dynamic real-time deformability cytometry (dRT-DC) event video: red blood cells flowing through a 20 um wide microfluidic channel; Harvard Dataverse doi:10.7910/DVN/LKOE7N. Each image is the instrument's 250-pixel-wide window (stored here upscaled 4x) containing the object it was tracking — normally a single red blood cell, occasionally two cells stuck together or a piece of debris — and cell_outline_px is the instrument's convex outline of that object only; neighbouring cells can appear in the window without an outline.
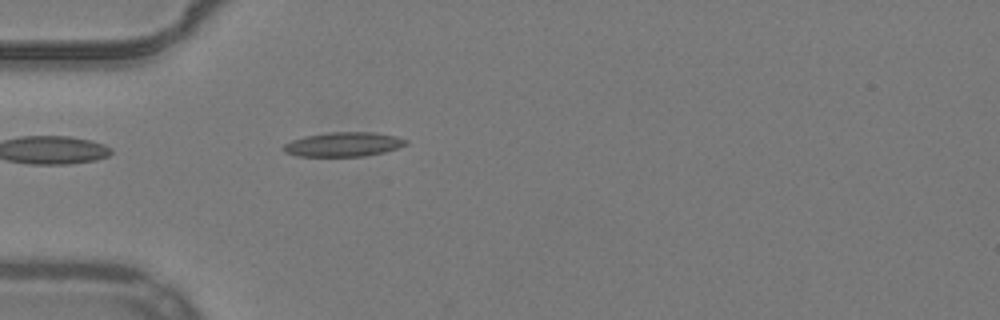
{"species": "common noctule bat (a hibernating species)", "species_latin": "Nyctalus noctula", "temperature_condition": "warm", "stored_images_in_passage": 5, "camera_frame_rate_fps": 3000, "um_per_image_px": 0.085, "animal": {"sex": "male", "body_mass_g": 19.2, "forearm_length_mm": 51.8}, "frame": {"image": 1, "passage_image": 1, "time_ms": 0.0, "image_size_px": [1000, 320], "cell_outline_px": [[408, 144], [384, 152], [364, 156], [300, 156], [284, 152], [284, 144], [292, 140], [304, 136], [332, 132], [372, 132], [396, 136], [408, 140]], "centroid_in_image_um": [29.21, 12.27], "position_along_channel_um": 55.8, "area_um2": 17.22}}